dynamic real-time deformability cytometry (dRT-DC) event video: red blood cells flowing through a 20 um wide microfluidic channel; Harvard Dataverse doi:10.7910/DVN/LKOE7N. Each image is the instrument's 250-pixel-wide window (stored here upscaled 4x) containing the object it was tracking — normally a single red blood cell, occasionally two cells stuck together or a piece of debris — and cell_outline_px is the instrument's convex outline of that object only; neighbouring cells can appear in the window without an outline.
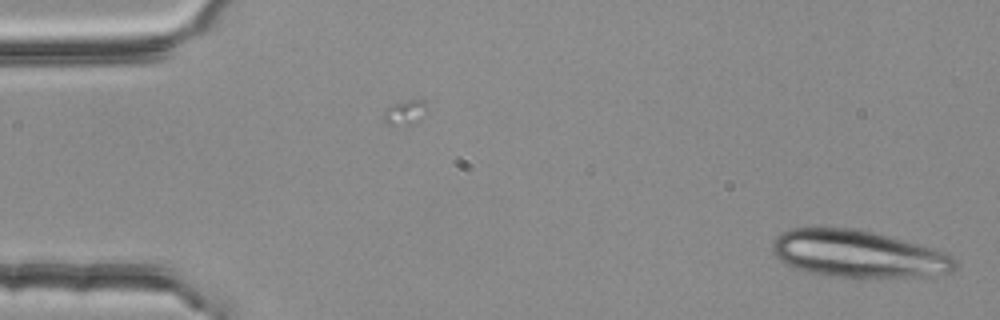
{"species": "common noctule bat (a hibernating species)", "species_latin": "Nyctalus noctula", "temperature_condition": "room temperature", "stored_images_in_passage": 2, "camera_frame_rate_fps": 3000, "um_per_image_px": 0.085, "animal": {"sex": "female", "body_mass_g": 25.1}, "frame": {"image": 1, "passage_image": 2, "time_ms": 0.333, "image_size_px": [1000, 320], "cell_outline_px": [[956, 264], [952, 272], [936, 276], [860, 280], [832, 276], [808, 272], [796, 268], [780, 260], [772, 252], [772, 240], [780, 232], [792, 228], [852, 228], [876, 232], [936, 248], [952, 256], [956, 260]], "centroid_in_image_um": [73.0, 21.62], "position_along_channel_um": 12.0, "area_um2": 51.62}}